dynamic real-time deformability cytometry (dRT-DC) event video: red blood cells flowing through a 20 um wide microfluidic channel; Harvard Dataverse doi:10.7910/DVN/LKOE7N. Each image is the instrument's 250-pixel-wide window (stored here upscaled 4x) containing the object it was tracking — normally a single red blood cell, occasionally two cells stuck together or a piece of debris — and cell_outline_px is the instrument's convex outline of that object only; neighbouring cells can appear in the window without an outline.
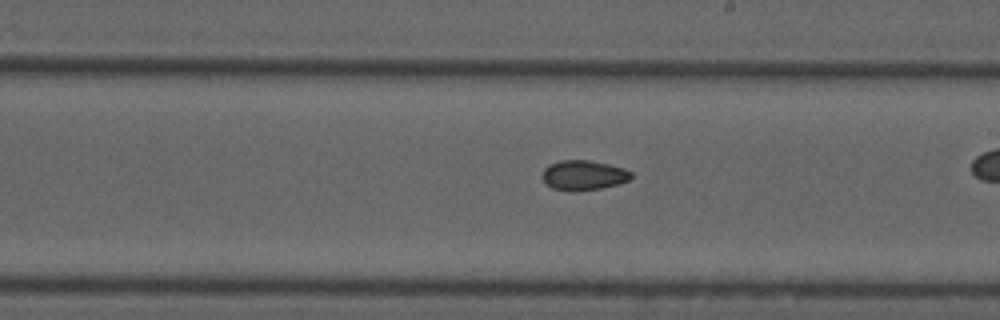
{"species": "common noctule bat (a hibernating species)", "species_latin": "Nyctalus noctula", "temperature_condition": "cold", "stored_images_in_passage": 44, "camera_frame_rate_fps": 3000, "um_per_image_px": 0.085, "animal": {"sex": "male", "forearm_length_mm": 52.5}, "frame": {"image": 1, "passage_image": 32, "time_ms": 10.333, "image_size_px": [1000, 320], "cell_outline_px": [[632, 176], [628, 180], [616, 184], [600, 188], [568, 192], [552, 188], [540, 176], [544, 168], [548, 164], [560, 160], [588, 160], [608, 164], [624, 168], [632, 172]], "centroid_in_image_um": [49.55, 14.89], "position_along_channel_um": 239.4, "area_um2": 15.49}}